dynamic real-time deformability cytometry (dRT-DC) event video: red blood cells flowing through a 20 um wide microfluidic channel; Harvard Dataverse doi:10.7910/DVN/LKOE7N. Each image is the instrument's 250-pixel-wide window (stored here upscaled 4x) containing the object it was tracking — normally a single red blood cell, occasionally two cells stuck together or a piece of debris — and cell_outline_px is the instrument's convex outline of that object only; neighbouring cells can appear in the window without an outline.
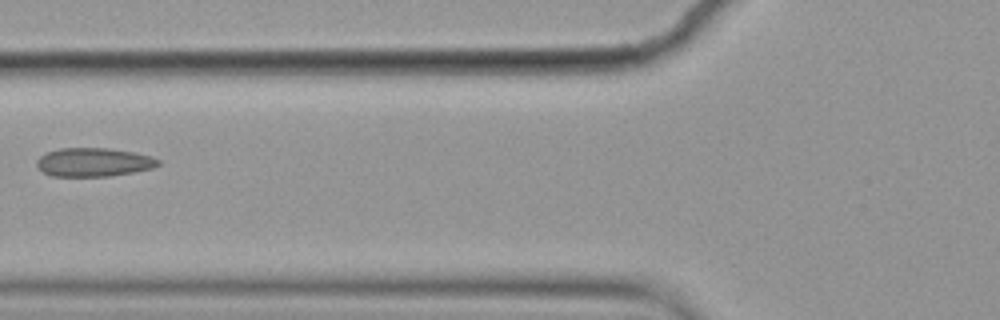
{"species": "common noctule bat (a hibernating species)", "species_latin": "Nyctalus noctula", "temperature_condition": "cold", "stored_images_in_passage": 4, "camera_frame_rate_fps": 3000, "um_per_image_px": 0.085, "animal": {"sex": "female", "body_mass_g": 19.9}, "frame": {"image": 1, "passage_image": 2, "time_ms": 0.333, "image_size_px": [1000, 320], "cell_outline_px": [[160, 164], [152, 168], [132, 172], [108, 176], [52, 176], [44, 172], [36, 164], [36, 160], [40, 156], [48, 152], [60, 148], [108, 148], [132, 152], [152, 156], [160, 160]], "centroid_in_image_um": [7.97, 13.78], "position_along_channel_um": 117.8, "area_um2": 20.11}}
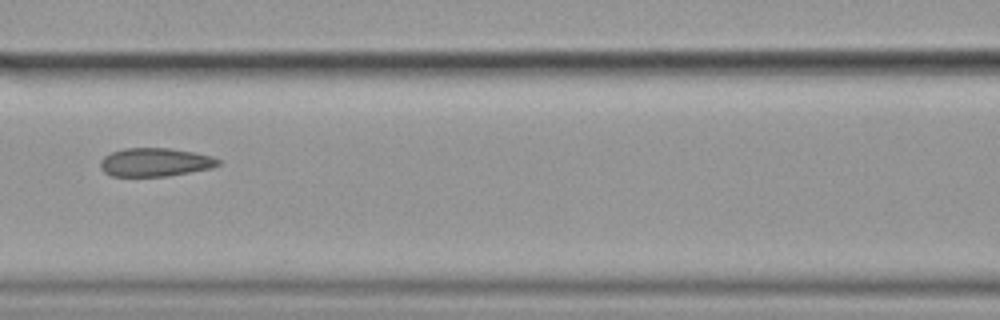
{"frame": {"image": 2, "passage_image": 3, "time_ms": 0.667, "image_size_px": [1000, 320], "cell_outline_px": [[220, 164], [212, 168], [168, 176], [112, 176], [104, 172], [100, 168], [100, 160], [104, 156], [112, 152], [124, 148], [168, 148], [192, 152], [212, 156], [220, 160]], "centroid_in_image_um": [13.17, 13.79], "position_along_channel_um": 153.4, "area_um2": 19.54}}
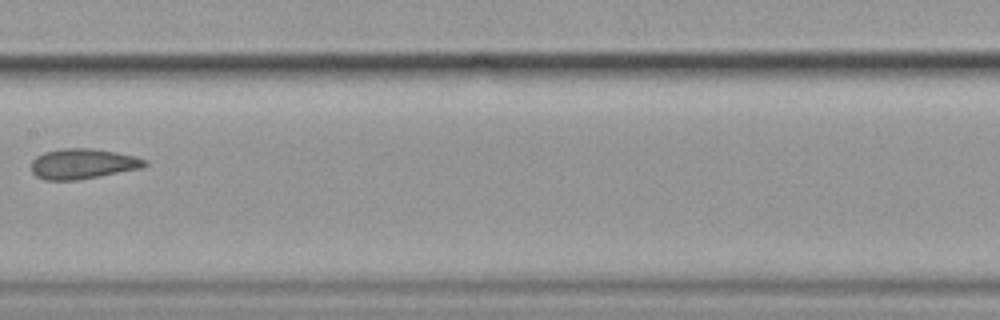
{"frame": {"image": 3, "passage_image": 4, "time_ms": 1.0, "image_size_px": [1000, 320], "cell_outline_px": [[148, 164], [140, 168], [76, 180], [44, 180], [36, 176], [32, 172], [32, 160], [36, 156], [44, 152], [60, 148], [92, 148], [116, 152], [136, 156], [148, 160]], "centroid_in_image_um": [7.02, 13.91], "position_along_channel_um": 200.4, "area_um2": 20.0}}